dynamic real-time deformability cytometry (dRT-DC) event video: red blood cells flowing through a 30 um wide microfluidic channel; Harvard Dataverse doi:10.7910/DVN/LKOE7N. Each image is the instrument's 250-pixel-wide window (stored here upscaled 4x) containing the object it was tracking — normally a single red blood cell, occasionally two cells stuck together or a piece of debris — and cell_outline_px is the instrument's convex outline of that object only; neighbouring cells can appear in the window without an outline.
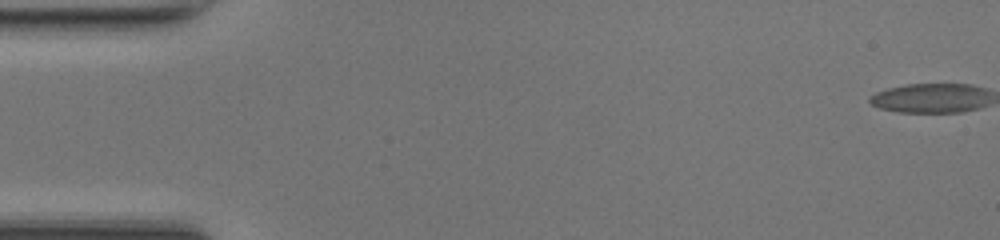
{"species": "common noctule bat (a hibernating species)", "species_latin": "Nyctalus noctula", "temperature_condition": "room temperature", "stored_images_in_passage": 50, "camera_frame_rate_fps": 3000, "um_per_image_px": 0.085, "animal": {"sex": "female", "body_mass_g": 17.0, "forearm_length_mm": 48.0}, "frame": {"image": 1, "passage_image": 1, "time_ms": 0.0, "image_size_px": [1000, 240], "cell_outline_px": [[976, 88], [972, 108], [952, 112], [908, 112], [884, 108], [872, 104], [872, 96], [896, 88], [916, 84], [964, 84]], "centroid_in_image_um": [78.83, 8.35], "position_along_channel_um": 6.2, "area_um2": 17.63}}
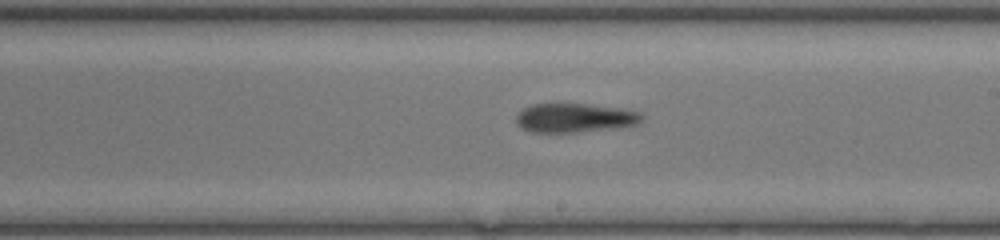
{"frame": {"image": 2, "passage_image": 29, "time_ms": 9.333, "image_size_px": [1000, 240], "cell_outline_px": [[636, 120], [624, 124], [580, 128], [528, 128], [520, 124], [520, 116], [528, 108], [544, 104], [568, 104], [628, 112], [636, 116]], "centroid_in_image_um": [48.65, 9.93], "position_along_channel_um": 240.3, "area_um2": 15.84}}
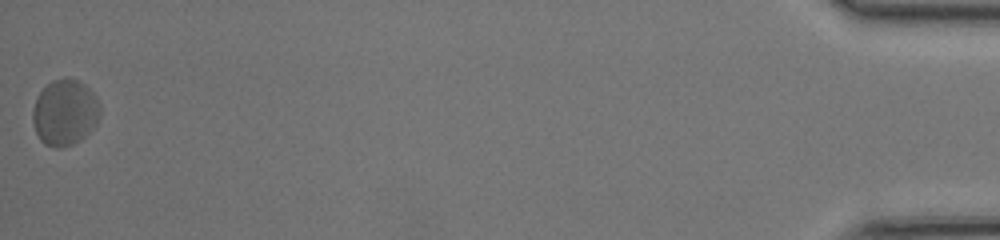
{"frame": {"image": 3, "passage_image": 50, "time_ms": 16.333, "image_size_px": [1000, 240], "cell_outline_px": [[72, 116], [64, 136], [60, 144], [48, 144], [36, 132], [36, 100], [40, 92], [44, 88], [52, 84], [60, 84], [72, 108]], "centroid_in_image_um": [4.49, 9.7], "position_along_channel_um": 430.7, "area_um2": 12.25}}